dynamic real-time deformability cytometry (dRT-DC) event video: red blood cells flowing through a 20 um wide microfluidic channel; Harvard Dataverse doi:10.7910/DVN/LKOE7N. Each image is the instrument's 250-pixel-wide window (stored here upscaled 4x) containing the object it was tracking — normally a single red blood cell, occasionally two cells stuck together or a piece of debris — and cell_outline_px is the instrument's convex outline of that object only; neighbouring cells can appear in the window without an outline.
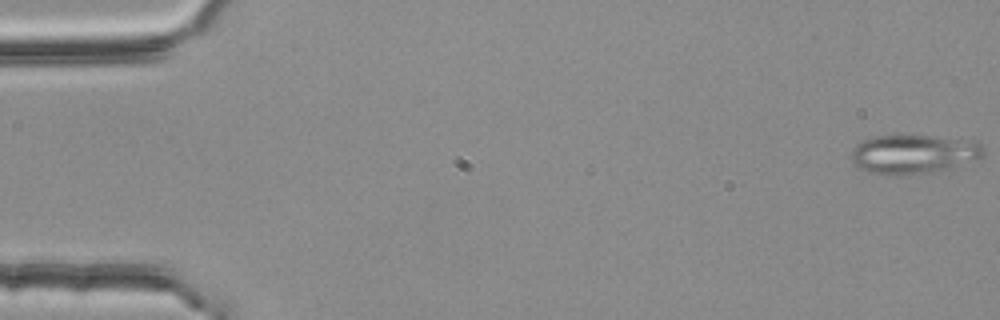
{"species": "common noctule bat (a hibernating species)", "species_latin": "Nyctalus noctula", "temperature_condition": "room temperature", "stored_images_in_passage": 15, "camera_frame_rate_fps": 3000, "um_per_image_px": 0.085, "animal": {"sex": "female", "body_mass_g": 25.1}, "frame": {"image": 1, "passage_image": 1, "time_ms": 0.0, "image_size_px": [1000, 320], "cell_outline_px": [[984, 156], [980, 160], [940, 172], [908, 176], [884, 176], [856, 168], [852, 164], [852, 148], [856, 144], [864, 140], [876, 136], [936, 136], [976, 140], [984, 144]], "centroid_in_image_um": [77.73, 13.14], "position_along_channel_um": 7.3, "area_um2": 31.44}}